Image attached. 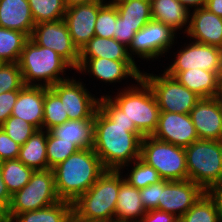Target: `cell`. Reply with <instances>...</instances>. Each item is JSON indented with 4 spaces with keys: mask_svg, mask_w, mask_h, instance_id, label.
<instances>
[{
    "mask_svg": "<svg viewBox=\"0 0 222 222\" xmlns=\"http://www.w3.org/2000/svg\"><path fill=\"white\" fill-rule=\"evenodd\" d=\"M80 80L70 77L50 87L61 99L69 120L91 119L99 106V98Z\"/></svg>",
    "mask_w": 222,
    "mask_h": 222,
    "instance_id": "11",
    "label": "cell"
},
{
    "mask_svg": "<svg viewBox=\"0 0 222 222\" xmlns=\"http://www.w3.org/2000/svg\"><path fill=\"white\" fill-rule=\"evenodd\" d=\"M18 63L25 85L48 88L69 77H63L65 70H73L55 51L37 45L31 38L25 42Z\"/></svg>",
    "mask_w": 222,
    "mask_h": 222,
    "instance_id": "4",
    "label": "cell"
},
{
    "mask_svg": "<svg viewBox=\"0 0 222 222\" xmlns=\"http://www.w3.org/2000/svg\"><path fill=\"white\" fill-rule=\"evenodd\" d=\"M130 168L131 171L124 176V179L133 187L137 189L145 188L151 184H156L162 180L159 173L144 162L140 157L133 161Z\"/></svg>",
    "mask_w": 222,
    "mask_h": 222,
    "instance_id": "35",
    "label": "cell"
},
{
    "mask_svg": "<svg viewBox=\"0 0 222 222\" xmlns=\"http://www.w3.org/2000/svg\"><path fill=\"white\" fill-rule=\"evenodd\" d=\"M116 8L118 15L134 31L138 32L150 20H152L150 0H111Z\"/></svg>",
    "mask_w": 222,
    "mask_h": 222,
    "instance_id": "29",
    "label": "cell"
},
{
    "mask_svg": "<svg viewBox=\"0 0 222 222\" xmlns=\"http://www.w3.org/2000/svg\"><path fill=\"white\" fill-rule=\"evenodd\" d=\"M93 148L79 149L53 168L60 200L73 203L105 172Z\"/></svg>",
    "mask_w": 222,
    "mask_h": 222,
    "instance_id": "2",
    "label": "cell"
},
{
    "mask_svg": "<svg viewBox=\"0 0 222 222\" xmlns=\"http://www.w3.org/2000/svg\"><path fill=\"white\" fill-rule=\"evenodd\" d=\"M154 138L173 145L187 147L199 140L190 114L160 111Z\"/></svg>",
    "mask_w": 222,
    "mask_h": 222,
    "instance_id": "18",
    "label": "cell"
},
{
    "mask_svg": "<svg viewBox=\"0 0 222 222\" xmlns=\"http://www.w3.org/2000/svg\"><path fill=\"white\" fill-rule=\"evenodd\" d=\"M188 179L205 192L222 179V141L197 140L185 147Z\"/></svg>",
    "mask_w": 222,
    "mask_h": 222,
    "instance_id": "7",
    "label": "cell"
},
{
    "mask_svg": "<svg viewBox=\"0 0 222 222\" xmlns=\"http://www.w3.org/2000/svg\"><path fill=\"white\" fill-rule=\"evenodd\" d=\"M180 4L186 7L189 11L190 8L199 9L205 7L207 0H177Z\"/></svg>",
    "mask_w": 222,
    "mask_h": 222,
    "instance_id": "49",
    "label": "cell"
},
{
    "mask_svg": "<svg viewBox=\"0 0 222 222\" xmlns=\"http://www.w3.org/2000/svg\"><path fill=\"white\" fill-rule=\"evenodd\" d=\"M19 91L20 90H15L0 94V125L11 116Z\"/></svg>",
    "mask_w": 222,
    "mask_h": 222,
    "instance_id": "43",
    "label": "cell"
},
{
    "mask_svg": "<svg viewBox=\"0 0 222 222\" xmlns=\"http://www.w3.org/2000/svg\"><path fill=\"white\" fill-rule=\"evenodd\" d=\"M47 131L37 130L21 147L18 160L27 167L36 170H47L48 161L46 153Z\"/></svg>",
    "mask_w": 222,
    "mask_h": 222,
    "instance_id": "27",
    "label": "cell"
},
{
    "mask_svg": "<svg viewBox=\"0 0 222 222\" xmlns=\"http://www.w3.org/2000/svg\"><path fill=\"white\" fill-rule=\"evenodd\" d=\"M189 27L185 33L193 41L222 47V17L205 7L190 12Z\"/></svg>",
    "mask_w": 222,
    "mask_h": 222,
    "instance_id": "19",
    "label": "cell"
},
{
    "mask_svg": "<svg viewBox=\"0 0 222 222\" xmlns=\"http://www.w3.org/2000/svg\"><path fill=\"white\" fill-rule=\"evenodd\" d=\"M0 127L20 146L37 131L33 125L15 116H10Z\"/></svg>",
    "mask_w": 222,
    "mask_h": 222,
    "instance_id": "38",
    "label": "cell"
},
{
    "mask_svg": "<svg viewBox=\"0 0 222 222\" xmlns=\"http://www.w3.org/2000/svg\"><path fill=\"white\" fill-rule=\"evenodd\" d=\"M141 78L150 86L160 111L189 114L200 99L198 95L165 72L154 75L143 71Z\"/></svg>",
    "mask_w": 222,
    "mask_h": 222,
    "instance_id": "9",
    "label": "cell"
},
{
    "mask_svg": "<svg viewBox=\"0 0 222 222\" xmlns=\"http://www.w3.org/2000/svg\"><path fill=\"white\" fill-rule=\"evenodd\" d=\"M140 158L153 167L162 180L188 179L184 147L163 142L153 136H144L141 140Z\"/></svg>",
    "mask_w": 222,
    "mask_h": 222,
    "instance_id": "8",
    "label": "cell"
},
{
    "mask_svg": "<svg viewBox=\"0 0 222 222\" xmlns=\"http://www.w3.org/2000/svg\"><path fill=\"white\" fill-rule=\"evenodd\" d=\"M205 191L193 181H160L159 210L181 218Z\"/></svg>",
    "mask_w": 222,
    "mask_h": 222,
    "instance_id": "13",
    "label": "cell"
},
{
    "mask_svg": "<svg viewBox=\"0 0 222 222\" xmlns=\"http://www.w3.org/2000/svg\"><path fill=\"white\" fill-rule=\"evenodd\" d=\"M178 222H222L213 199L204 192Z\"/></svg>",
    "mask_w": 222,
    "mask_h": 222,
    "instance_id": "33",
    "label": "cell"
},
{
    "mask_svg": "<svg viewBox=\"0 0 222 222\" xmlns=\"http://www.w3.org/2000/svg\"><path fill=\"white\" fill-rule=\"evenodd\" d=\"M10 222H73V203L60 200L42 209L17 214Z\"/></svg>",
    "mask_w": 222,
    "mask_h": 222,
    "instance_id": "28",
    "label": "cell"
},
{
    "mask_svg": "<svg viewBox=\"0 0 222 222\" xmlns=\"http://www.w3.org/2000/svg\"><path fill=\"white\" fill-rule=\"evenodd\" d=\"M35 24L63 20L64 0H28Z\"/></svg>",
    "mask_w": 222,
    "mask_h": 222,
    "instance_id": "34",
    "label": "cell"
},
{
    "mask_svg": "<svg viewBox=\"0 0 222 222\" xmlns=\"http://www.w3.org/2000/svg\"><path fill=\"white\" fill-rule=\"evenodd\" d=\"M222 76V47L220 48V77Z\"/></svg>",
    "mask_w": 222,
    "mask_h": 222,
    "instance_id": "51",
    "label": "cell"
},
{
    "mask_svg": "<svg viewBox=\"0 0 222 222\" xmlns=\"http://www.w3.org/2000/svg\"><path fill=\"white\" fill-rule=\"evenodd\" d=\"M120 171V189L115 208L114 222H141L146 210L140 198V189L130 185ZM122 175V176H121Z\"/></svg>",
    "mask_w": 222,
    "mask_h": 222,
    "instance_id": "23",
    "label": "cell"
},
{
    "mask_svg": "<svg viewBox=\"0 0 222 222\" xmlns=\"http://www.w3.org/2000/svg\"><path fill=\"white\" fill-rule=\"evenodd\" d=\"M180 84L194 92L200 98L218 97L220 93V76L216 72L200 68L181 72H165Z\"/></svg>",
    "mask_w": 222,
    "mask_h": 222,
    "instance_id": "21",
    "label": "cell"
},
{
    "mask_svg": "<svg viewBox=\"0 0 222 222\" xmlns=\"http://www.w3.org/2000/svg\"><path fill=\"white\" fill-rule=\"evenodd\" d=\"M140 198L146 211L152 209L159 210L160 201V181L140 189Z\"/></svg>",
    "mask_w": 222,
    "mask_h": 222,
    "instance_id": "42",
    "label": "cell"
},
{
    "mask_svg": "<svg viewBox=\"0 0 222 222\" xmlns=\"http://www.w3.org/2000/svg\"><path fill=\"white\" fill-rule=\"evenodd\" d=\"M79 58H106L115 61H133L128 47L115 38L92 37L79 51Z\"/></svg>",
    "mask_w": 222,
    "mask_h": 222,
    "instance_id": "26",
    "label": "cell"
},
{
    "mask_svg": "<svg viewBox=\"0 0 222 222\" xmlns=\"http://www.w3.org/2000/svg\"><path fill=\"white\" fill-rule=\"evenodd\" d=\"M44 86L24 85L20 91L11 116L19 117L43 130Z\"/></svg>",
    "mask_w": 222,
    "mask_h": 222,
    "instance_id": "20",
    "label": "cell"
},
{
    "mask_svg": "<svg viewBox=\"0 0 222 222\" xmlns=\"http://www.w3.org/2000/svg\"><path fill=\"white\" fill-rule=\"evenodd\" d=\"M205 8L222 17V0H207Z\"/></svg>",
    "mask_w": 222,
    "mask_h": 222,
    "instance_id": "48",
    "label": "cell"
},
{
    "mask_svg": "<svg viewBox=\"0 0 222 222\" xmlns=\"http://www.w3.org/2000/svg\"><path fill=\"white\" fill-rule=\"evenodd\" d=\"M94 1L66 9L65 21L73 44L80 51L95 36V22L100 7L106 2Z\"/></svg>",
    "mask_w": 222,
    "mask_h": 222,
    "instance_id": "16",
    "label": "cell"
},
{
    "mask_svg": "<svg viewBox=\"0 0 222 222\" xmlns=\"http://www.w3.org/2000/svg\"><path fill=\"white\" fill-rule=\"evenodd\" d=\"M24 85L19 63H1L0 94L20 90Z\"/></svg>",
    "mask_w": 222,
    "mask_h": 222,
    "instance_id": "39",
    "label": "cell"
},
{
    "mask_svg": "<svg viewBox=\"0 0 222 222\" xmlns=\"http://www.w3.org/2000/svg\"><path fill=\"white\" fill-rule=\"evenodd\" d=\"M220 100L222 101V76L220 77V93L219 96Z\"/></svg>",
    "mask_w": 222,
    "mask_h": 222,
    "instance_id": "52",
    "label": "cell"
},
{
    "mask_svg": "<svg viewBox=\"0 0 222 222\" xmlns=\"http://www.w3.org/2000/svg\"><path fill=\"white\" fill-rule=\"evenodd\" d=\"M78 150L79 148L74 143L54 137L47 131L46 153L48 169H53Z\"/></svg>",
    "mask_w": 222,
    "mask_h": 222,
    "instance_id": "36",
    "label": "cell"
},
{
    "mask_svg": "<svg viewBox=\"0 0 222 222\" xmlns=\"http://www.w3.org/2000/svg\"><path fill=\"white\" fill-rule=\"evenodd\" d=\"M94 1H103V0H64V4L66 9H68L73 6L82 5L85 3H91Z\"/></svg>",
    "mask_w": 222,
    "mask_h": 222,
    "instance_id": "50",
    "label": "cell"
},
{
    "mask_svg": "<svg viewBox=\"0 0 222 222\" xmlns=\"http://www.w3.org/2000/svg\"><path fill=\"white\" fill-rule=\"evenodd\" d=\"M144 135L135 125L116 124L99 107L94 114L93 149L106 170L123 171L140 157Z\"/></svg>",
    "mask_w": 222,
    "mask_h": 222,
    "instance_id": "1",
    "label": "cell"
},
{
    "mask_svg": "<svg viewBox=\"0 0 222 222\" xmlns=\"http://www.w3.org/2000/svg\"><path fill=\"white\" fill-rule=\"evenodd\" d=\"M60 201L53 169L36 170L29 182L11 195V202L0 222H10L17 214L42 209Z\"/></svg>",
    "mask_w": 222,
    "mask_h": 222,
    "instance_id": "6",
    "label": "cell"
},
{
    "mask_svg": "<svg viewBox=\"0 0 222 222\" xmlns=\"http://www.w3.org/2000/svg\"><path fill=\"white\" fill-rule=\"evenodd\" d=\"M34 26L28 0H0V27L23 32L30 38Z\"/></svg>",
    "mask_w": 222,
    "mask_h": 222,
    "instance_id": "22",
    "label": "cell"
},
{
    "mask_svg": "<svg viewBox=\"0 0 222 222\" xmlns=\"http://www.w3.org/2000/svg\"><path fill=\"white\" fill-rule=\"evenodd\" d=\"M152 20L170 26L175 32L186 33L189 27L190 12L177 0H150ZM185 26V27H184Z\"/></svg>",
    "mask_w": 222,
    "mask_h": 222,
    "instance_id": "24",
    "label": "cell"
},
{
    "mask_svg": "<svg viewBox=\"0 0 222 222\" xmlns=\"http://www.w3.org/2000/svg\"><path fill=\"white\" fill-rule=\"evenodd\" d=\"M173 214L161 211L158 209H152L146 212L142 217L141 222H178Z\"/></svg>",
    "mask_w": 222,
    "mask_h": 222,
    "instance_id": "45",
    "label": "cell"
},
{
    "mask_svg": "<svg viewBox=\"0 0 222 222\" xmlns=\"http://www.w3.org/2000/svg\"><path fill=\"white\" fill-rule=\"evenodd\" d=\"M189 114L199 139L222 141V101L219 97L200 98Z\"/></svg>",
    "mask_w": 222,
    "mask_h": 222,
    "instance_id": "17",
    "label": "cell"
},
{
    "mask_svg": "<svg viewBox=\"0 0 222 222\" xmlns=\"http://www.w3.org/2000/svg\"><path fill=\"white\" fill-rule=\"evenodd\" d=\"M28 39L23 32L0 27V62L18 63Z\"/></svg>",
    "mask_w": 222,
    "mask_h": 222,
    "instance_id": "31",
    "label": "cell"
},
{
    "mask_svg": "<svg viewBox=\"0 0 222 222\" xmlns=\"http://www.w3.org/2000/svg\"><path fill=\"white\" fill-rule=\"evenodd\" d=\"M177 35L170 26L150 20L143 28L135 33L131 44L128 47L129 56L135 61L134 57L146 59L147 61L155 58H161L174 45V39ZM170 49V50H169ZM133 54V55H132Z\"/></svg>",
    "mask_w": 222,
    "mask_h": 222,
    "instance_id": "10",
    "label": "cell"
},
{
    "mask_svg": "<svg viewBox=\"0 0 222 222\" xmlns=\"http://www.w3.org/2000/svg\"><path fill=\"white\" fill-rule=\"evenodd\" d=\"M30 38L37 45L55 51L73 70L78 68L79 50L73 44L64 20L35 24Z\"/></svg>",
    "mask_w": 222,
    "mask_h": 222,
    "instance_id": "12",
    "label": "cell"
},
{
    "mask_svg": "<svg viewBox=\"0 0 222 222\" xmlns=\"http://www.w3.org/2000/svg\"><path fill=\"white\" fill-rule=\"evenodd\" d=\"M136 61H115L106 58H79L76 72L93 75L104 83H119L125 78H132L135 83L141 78L142 71Z\"/></svg>",
    "mask_w": 222,
    "mask_h": 222,
    "instance_id": "15",
    "label": "cell"
},
{
    "mask_svg": "<svg viewBox=\"0 0 222 222\" xmlns=\"http://www.w3.org/2000/svg\"><path fill=\"white\" fill-rule=\"evenodd\" d=\"M49 132L57 138L74 143L79 149L92 148L94 142V116L91 119L68 120Z\"/></svg>",
    "mask_w": 222,
    "mask_h": 222,
    "instance_id": "25",
    "label": "cell"
},
{
    "mask_svg": "<svg viewBox=\"0 0 222 222\" xmlns=\"http://www.w3.org/2000/svg\"><path fill=\"white\" fill-rule=\"evenodd\" d=\"M134 27L129 26L124 22V19H122L119 15L117 17L116 21V28L114 31V38L124 44L126 47H129V45L132 42V39L135 35Z\"/></svg>",
    "mask_w": 222,
    "mask_h": 222,
    "instance_id": "44",
    "label": "cell"
},
{
    "mask_svg": "<svg viewBox=\"0 0 222 222\" xmlns=\"http://www.w3.org/2000/svg\"><path fill=\"white\" fill-rule=\"evenodd\" d=\"M20 145L12 140L0 127V162L17 159Z\"/></svg>",
    "mask_w": 222,
    "mask_h": 222,
    "instance_id": "41",
    "label": "cell"
},
{
    "mask_svg": "<svg viewBox=\"0 0 222 222\" xmlns=\"http://www.w3.org/2000/svg\"><path fill=\"white\" fill-rule=\"evenodd\" d=\"M11 202V195L3 181L0 167V219L6 214Z\"/></svg>",
    "mask_w": 222,
    "mask_h": 222,
    "instance_id": "46",
    "label": "cell"
},
{
    "mask_svg": "<svg viewBox=\"0 0 222 222\" xmlns=\"http://www.w3.org/2000/svg\"><path fill=\"white\" fill-rule=\"evenodd\" d=\"M43 113V130L46 131L60 126L69 120L68 114L59 96L50 87L48 88L45 86Z\"/></svg>",
    "mask_w": 222,
    "mask_h": 222,
    "instance_id": "32",
    "label": "cell"
},
{
    "mask_svg": "<svg viewBox=\"0 0 222 222\" xmlns=\"http://www.w3.org/2000/svg\"><path fill=\"white\" fill-rule=\"evenodd\" d=\"M189 40V44L185 43L186 46L176 52L174 62L163 72H181L200 68L216 72L220 76V48Z\"/></svg>",
    "mask_w": 222,
    "mask_h": 222,
    "instance_id": "14",
    "label": "cell"
},
{
    "mask_svg": "<svg viewBox=\"0 0 222 222\" xmlns=\"http://www.w3.org/2000/svg\"><path fill=\"white\" fill-rule=\"evenodd\" d=\"M117 93L114 97L106 96L144 136H152L158 126L160 109L150 86L140 78L137 85L132 84Z\"/></svg>",
    "mask_w": 222,
    "mask_h": 222,
    "instance_id": "5",
    "label": "cell"
},
{
    "mask_svg": "<svg viewBox=\"0 0 222 222\" xmlns=\"http://www.w3.org/2000/svg\"><path fill=\"white\" fill-rule=\"evenodd\" d=\"M120 170H105L92 187L73 202L74 222H114Z\"/></svg>",
    "mask_w": 222,
    "mask_h": 222,
    "instance_id": "3",
    "label": "cell"
},
{
    "mask_svg": "<svg viewBox=\"0 0 222 222\" xmlns=\"http://www.w3.org/2000/svg\"><path fill=\"white\" fill-rule=\"evenodd\" d=\"M118 12L115 4L109 0L99 9L95 22V36L114 38Z\"/></svg>",
    "mask_w": 222,
    "mask_h": 222,
    "instance_id": "37",
    "label": "cell"
},
{
    "mask_svg": "<svg viewBox=\"0 0 222 222\" xmlns=\"http://www.w3.org/2000/svg\"><path fill=\"white\" fill-rule=\"evenodd\" d=\"M112 121L116 124L122 125H135L130 123L125 113L120 110L106 95H102L99 98L98 106Z\"/></svg>",
    "mask_w": 222,
    "mask_h": 222,
    "instance_id": "40",
    "label": "cell"
},
{
    "mask_svg": "<svg viewBox=\"0 0 222 222\" xmlns=\"http://www.w3.org/2000/svg\"><path fill=\"white\" fill-rule=\"evenodd\" d=\"M206 193L215 202L216 208L218 209L222 218V179L213 184Z\"/></svg>",
    "mask_w": 222,
    "mask_h": 222,
    "instance_id": "47",
    "label": "cell"
},
{
    "mask_svg": "<svg viewBox=\"0 0 222 222\" xmlns=\"http://www.w3.org/2000/svg\"><path fill=\"white\" fill-rule=\"evenodd\" d=\"M3 181L10 195L20 191L30 180L34 170L18 159L0 162Z\"/></svg>",
    "mask_w": 222,
    "mask_h": 222,
    "instance_id": "30",
    "label": "cell"
}]
</instances>
